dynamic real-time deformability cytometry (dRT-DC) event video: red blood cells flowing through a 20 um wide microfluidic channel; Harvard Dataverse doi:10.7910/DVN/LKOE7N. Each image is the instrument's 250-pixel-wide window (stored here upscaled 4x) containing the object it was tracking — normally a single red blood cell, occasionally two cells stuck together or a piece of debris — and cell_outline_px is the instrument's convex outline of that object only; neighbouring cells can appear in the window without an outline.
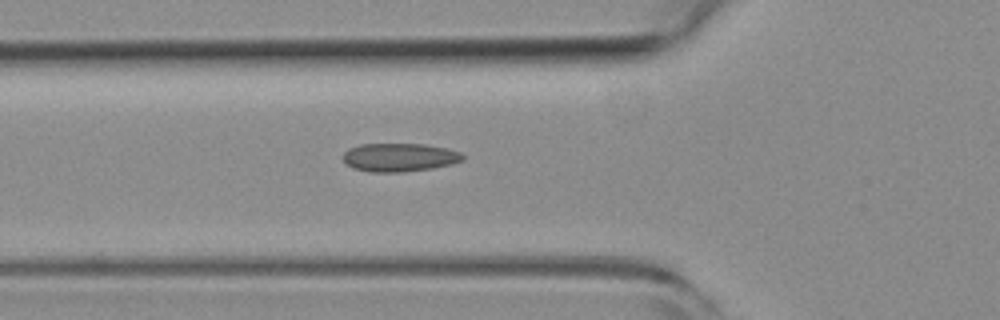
{"species": "common noctule bat (a hibernating species)", "species_latin": "Nyctalus noctula", "temperature_condition": "room temperature", "stored_images_in_passage": 20, "camera_frame_rate_fps": 3000, "um_per_image_px": 0.085, "animal": {"sex": "female", "body_mass_g": 19.3, "forearm_length_mm": 54.1}, "frame": {"image": 1, "passage_image": 19, "time_ms": 6.0, "image_size_px": [1000, 320], "cell_outline_px": [[464, 160], [452, 164], [432, 168], [404, 172], [368, 172], [352, 168], [344, 160], [344, 152], [348, 148], [360, 144], [424, 144], [448, 148], [460, 152], [464, 156]], "centroid_in_image_um": [33.96, 13.37], "position_along_channel_um": 91.8, "area_um2": 19.94}}